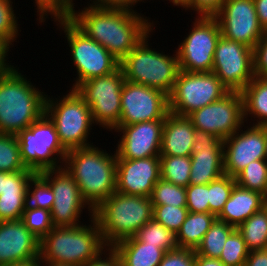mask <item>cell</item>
I'll list each match as a JSON object with an SVG mask.
<instances>
[{
    "instance_id": "cell-1",
    "label": "cell",
    "mask_w": 267,
    "mask_h": 266,
    "mask_svg": "<svg viewBox=\"0 0 267 266\" xmlns=\"http://www.w3.org/2000/svg\"><path fill=\"white\" fill-rule=\"evenodd\" d=\"M89 38L94 39L118 61L127 56L153 29L154 20L125 9L100 8L87 5L72 7L65 14Z\"/></svg>"
},
{
    "instance_id": "cell-2",
    "label": "cell",
    "mask_w": 267,
    "mask_h": 266,
    "mask_svg": "<svg viewBox=\"0 0 267 266\" xmlns=\"http://www.w3.org/2000/svg\"><path fill=\"white\" fill-rule=\"evenodd\" d=\"M19 70L10 65L0 73V133L17 135L45 114L47 92Z\"/></svg>"
},
{
    "instance_id": "cell-3",
    "label": "cell",
    "mask_w": 267,
    "mask_h": 266,
    "mask_svg": "<svg viewBox=\"0 0 267 266\" xmlns=\"http://www.w3.org/2000/svg\"><path fill=\"white\" fill-rule=\"evenodd\" d=\"M116 165V151L109 153L96 145L67 151L63 162L93 211L116 192Z\"/></svg>"
},
{
    "instance_id": "cell-4",
    "label": "cell",
    "mask_w": 267,
    "mask_h": 266,
    "mask_svg": "<svg viewBox=\"0 0 267 266\" xmlns=\"http://www.w3.org/2000/svg\"><path fill=\"white\" fill-rule=\"evenodd\" d=\"M88 221L74 227H54L40 240L39 260L85 266L97 258L108 246L97 221L94 218Z\"/></svg>"
},
{
    "instance_id": "cell-5",
    "label": "cell",
    "mask_w": 267,
    "mask_h": 266,
    "mask_svg": "<svg viewBox=\"0 0 267 266\" xmlns=\"http://www.w3.org/2000/svg\"><path fill=\"white\" fill-rule=\"evenodd\" d=\"M104 243L112 247L117 242L135 236L153 218L150 197L114 192L94 211Z\"/></svg>"
},
{
    "instance_id": "cell-6",
    "label": "cell",
    "mask_w": 267,
    "mask_h": 266,
    "mask_svg": "<svg viewBox=\"0 0 267 266\" xmlns=\"http://www.w3.org/2000/svg\"><path fill=\"white\" fill-rule=\"evenodd\" d=\"M153 29L119 64L125 80L163 91L169 95L180 71L176 50L172 56L152 48ZM152 34V35H151ZM150 45V46H149ZM157 50V51H156Z\"/></svg>"
},
{
    "instance_id": "cell-7",
    "label": "cell",
    "mask_w": 267,
    "mask_h": 266,
    "mask_svg": "<svg viewBox=\"0 0 267 266\" xmlns=\"http://www.w3.org/2000/svg\"><path fill=\"white\" fill-rule=\"evenodd\" d=\"M51 21L63 31L65 41L69 46V56L76 69V78H73V84L70 89H75L79 84L100 76L111 74L119 68L118 61L109 51L89 38L81 31L65 14L50 15Z\"/></svg>"
},
{
    "instance_id": "cell-8",
    "label": "cell",
    "mask_w": 267,
    "mask_h": 266,
    "mask_svg": "<svg viewBox=\"0 0 267 266\" xmlns=\"http://www.w3.org/2000/svg\"><path fill=\"white\" fill-rule=\"evenodd\" d=\"M60 96L47 94L45 103V114L54 123L60 144L66 151L94 145L89 135L96 125L89 105L75 89Z\"/></svg>"
},
{
    "instance_id": "cell-9",
    "label": "cell",
    "mask_w": 267,
    "mask_h": 266,
    "mask_svg": "<svg viewBox=\"0 0 267 266\" xmlns=\"http://www.w3.org/2000/svg\"><path fill=\"white\" fill-rule=\"evenodd\" d=\"M16 136L21 160L27 169L40 173L63 167L67 151L60 144L55 125L46 114Z\"/></svg>"
},
{
    "instance_id": "cell-10",
    "label": "cell",
    "mask_w": 267,
    "mask_h": 266,
    "mask_svg": "<svg viewBox=\"0 0 267 266\" xmlns=\"http://www.w3.org/2000/svg\"><path fill=\"white\" fill-rule=\"evenodd\" d=\"M229 90L213 72L179 71L171 93L168 95L169 112L188 116L225 96Z\"/></svg>"
},
{
    "instance_id": "cell-11",
    "label": "cell",
    "mask_w": 267,
    "mask_h": 266,
    "mask_svg": "<svg viewBox=\"0 0 267 266\" xmlns=\"http://www.w3.org/2000/svg\"><path fill=\"white\" fill-rule=\"evenodd\" d=\"M125 76L120 67L111 74L79 84L75 90L89 105L93 122L113 131L121 117V91Z\"/></svg>"
},
{
    "instance_id": "cell-12",
    "label": "cell",
    "mask_w": 267,
    "mask_h": 266,
    "mask_svg": "<svg viewBox=\"0 0 267 266\" xmlns=\"http://www.w3.org/2000/svg\"><path fill=\"white\" fill-rule=\"evenodd\" d=\"M176 49L179 68L184 72H212L213 56L221 36L215 17H197Z\"/></svg>"
},
{
    "instance_id": "cell-13",
    "label": "cell",
    "mask_w": 267,
    "mask_h": 266,
    "mask_svg": "<svg viewBox=\"0 0 267 266\" xmlns=\"http://www.w3.org/2000/svg\"><path fill=\"white\" fill-rule=\"evenodd\" d=\"M51 186L54 203L51 217L54 227H74L82 224L81 214L93 218V210L83 200L79 187L64 167L44 170L39 173ZM85 208L88 209L85 211ZM89 211V212H87Z\"/></svg>"
},
{
    "instance_id": "cell-14",
    "label": "cell",
    "mask_w": 267,
    "mask_h": 266,
    "mask_svg": "<svg viewBox=\"0 0 267 266\" xmlns=\"http://www.w3.org/2000/svg\"><path fill=\"white\" fill-rule=\"evenodd\" d=\"M212 72L229 91L241 92L255 77L253 49L220 36Z\"/></svg>"
},
{
    "instance_id": "cell-15",
    "label": "cell",
    "mask_w": 267,
    "mask_h": 266,
    "mask_svg": "<svg viewBox=\"0 0 267 266\" xmlns=\"http://www.w3.org/2000/svg\"><path fill=\"white\" fill-rule=\"evenodd\" d=\"M187 117L196 130L224 140L245 124L243 96L241 92L229 91L221 99L194 110Z\"/></svg>"
},
{
    "instance_id": "cell-16",
    "label": "cell",
    "mask_w": 267,
    "mask_h": 266,
    "mask_svg": "<svg viewBox=\"0 0 267 266\" xmlns=\"http://www.w3.org/2000/svg\"><path fill=\"white\" fill-rule=\"evenodd\" d=\"M169 113L168 95L163 91L125 80L121 91L118 125L165 120Z\"/></svg>"
},
{
    "instance_id": "cell-17",
    "label": "cell",
    "mask_w": 267,
    "mask_h": 266,
    "mask_svg": "<svg viewBox=\"0 0 267 266\" xmlns=\"http://www.w3.org/2000/svg\"><path fill=\"white\" fill-rule=\"evenodd\" d=\"M215 18L223 37L252 49L265 33L257 18L254 0H225Z\"/></svg>"
},
{
    "instance_id": "cell-18",
    "label": "cell",
    "mask_w": 267,
    "mask_h": 266,
    "mask_svg": "<svg viewBox=\"0 0 267 266\" xmlns=\"http://www.w3.org/2000/svg\"><path fill=\"white\" fill-rule=\"evenodd\" d=\"M245 125L223 140L224 173L234 178L266 155V126Z\"/></svg>"
},
{
    "instance_id": "cell-19",
    "label": "cell",
    "mask_w": 267,
    "mask_h": 266,
    "mask_svg": "<svg viewBox=\"0 0 267 266\" xmlns=\"http://www.w3.org/2000/svg\"><path fill=\"white\" fill-rule=\"evenodd\" d=\"M164 120L144 121L130 125H117V159H140L160 156Z\"/></svg>"
},
{
    "instance_id": "cell-20",
    "label": "cell",
    "mask_w": 267,
    "mask_h": 266,
    "mask_svg": "<svg viewBox=\"0 0 267 266\" xmlns=\"http://www.w3.org/2000/svg\"><path fill=\"white\" fill-rule=\"evenodd\" d=\"M161 178L160 157L117 159L116 192L150 197Z\"/></svg>"
},
{
    "instance_id": "cell-21",
    "label": "cell",
    "mask_w": 267,
    "mask_h": 266,
    "mask_svg": "<svg viewBox=\"0 0 267 266\" xmlns=\"http://www.w3.org/2000/svg\"><path fill=\"white\" fill-rule=\"evenodd\" d=\"M191 185L209 184L224 175L223 140L195 129L191 153Z\"/></svg>"
},
{
    "instance_id": "cell-22",
    "label": "cell",
    "mask_w": 267,
    "mask_h": 266,
    "mask_svg": "<svg viewBox=\"0 0 267 266\" xmlns=\"http://www.w3.org/2000/svg\"><path fill=\"white\" fill-rule=\"evenodd\" d=\"M39 245L21 219L0 221V266L39 259Z\"/></svg>"
},
{
    "instance_id": "cell-23",
    "label": "cell",
    "mask_w": 267,
    "mask_h": 266,
    "mask_svg": "<svg viewBox=\"0 0 267 266\" xmlns=\"http://www.w3.org/2000/svg\"><path fill=\"white\" fill-rule=\"evenodd\" d=\"M195 128L187 116L168 113L164 120L160 155L191 156Z\"/></svg>"
},
{
    "instance_id": "cell-24",
    "label": "cell",
    "mask_w": 267,
    "mask_h": 266,
    "mask_svg": "<svg viewBox=\"0 0 267 266\" xmlns=\"http://www.w3.org/2000/svg\"><path fill=\"white\" fill-rule=\"evenodd\" d=\"M264 197L236 183L217 219L237 228L264 206Z\"/></svg>"
},
{
    "instance_id": "cell-25",
    "label": "cell",
    "mask_w": 267,
    "mask_h": 266,
    "mask_svg": "<svg viewBox=\"0 0 267 266\" xmlns=\"http://www.w3.org/2000/svg\"><path fill=\"white\" fill-rule=\"evenodd\" d=\"M112 248L119 255L120 266H158L165 254L163 249L144 244L135 236L117 242Z\"/></svg>"
},
{
    "instance_id": "cell-26",
    "label": "cell",
    "mask_w": 267,
    "mask_h": 266,
    "mask_svg": "<svg viewBox=\"0 0 267 266\" xmlns=\"http://www.w3.org/2000/svg\"><path fill=\"white\" fill-rule=\"evenodd\" d=\"M241 94L244 122L248 124L251 120L249 125L267 126V77L255 76Z\"/></svg>"
},
{
    "instance_id": "cell-27",
    "label": "cell",
    "mask_w": 267,
    "mask_h": 266,
    "mask_svg": "<svg viewBox=\"0 0 267 266\" xmlns=\"http://www.w3.org/2000/svg\"><path fill=\"white\" fill-rule=\"evenodd\" d=\"M216 219L217 217L211 213L189 212L176 234L177 246L196 250Z\"/></svg>"
},
{
    "instance_id": "cell-28",
    "label": "cell",
    "mask_w": 267,
    "mask_h": 266,
    "mask_svg": "<svg viewBox=\"0 0 267 266\" xmlns=\"http://www.w3.org/2000/svg\"><path fill=\"white\" fill-rule=\"evenodd\" d=\"M236 229L243 236L249 252L267 249V210L264 206Z\"/></svg>"
},
{
    "instance_id": "cell-29",
    "label": "cell",
    "mask_w": 267,
    "mask_h": 266,
    "mask_svg": "<svg viewBox=\"0 0 267 266\" xmlns=\"http://www.w3.org/2000/svg\"><path fill=\"white\" fill-rule=\"evenodd\" d=\"M235 229L234 226L216 219L196 248L195 255L219 259L228 236Z\"/></svg>"
},
{
    "instance_id": "cell-30",
    "label": "cell",
    "mask_w": 267,
    "mask_h": 266,
    "mask_svg": "<svg viewBox=\"0 0 267 266\" xmlns=\"http://www.w3.org/2000/svg\"><path fill=\"white\" fill-rule=\"evenodd\" d=\"M161 178L177 186L190 183L191 157L160 155Z\"/></svg>"
},
{
    "instance_id": "cell-31",
    "label": "cell",
    "mask_w": 267,
    "mask_h": 266,
    "mask_svg": "<svg viewBox=\"0 0 267 266\" xmlns=\"http://www.w3.org/2000/svg\"><path fill=\"white\" fill-rule=\"evenodd\" d=\"M135 237L144 244L158 246L165 252L176 249V235L154 218L142 226Z\"/></svg>"
},
{
    "instance_id": "cell-32",
    "label": "cell",
    "mask_w": 267,
    "mask_h": 266,
    "mask_svg": "<svg viewBox=\"0 0 267 266\" xmlns=\"http://www.w3.org/2000/svg\"><path fill=\"white\" fill-rule=\"evenodd\" d=\"M0 171H33L27 169L21 160L20 146L16 135L0 133Z\"/></svg>"
},
{
    "instance_id": "cell-33",
    "label": "cell",
    "mask_w": 267,
    "mask_h": 266,
    "mask_svg": "<svg viewBox=\"0 0 267 266\" xmlns=\"http://www.w3.org/2000/svg\"><path fill=\"white\" fill-rule=\"evenodd\" d=\"M235 179L241 187L267 196V161L265 159L252 161Z\"/></svg>"
},
{
    "instance_id": "cell-34",
    "label": "cell",
    "mask_w": 267,
    "mask_h": 266,
    "mask_svg": "<svg viewBox=\"0 0 267 266\" xmlns=\"http://www.w3.org/2000/svg\"><path fill=\"white\" fill-rule=\"evenodd\" d=\"M13 0H0V42L9 50L20 35L21 29L18 24L19 17L16 16ZM20 29V30H19ZM16 40V41H15ZM13 43V44H12Z\"/></svg>"
},
{
    "instance_id": "cell-35",
    "label": "cell",
    "mask_w": 267,
    "mask_h": 266,
    "mask_svg": "<svg viewBox=\"0 0 267 266\" xmlns=\"http://www.w3.org/2000/svg\"><path fill=\"white\" fill-rule=\"evenodd\" d=\"M150 198L153 205L186 207V188L160 178Z\"/></svg>"
},
{
    "instance_id": "cell-36",
    "label": "cell",
    "mask_w": 267,
    "mask_h": 266,
    "mask_svg": "<svg viewBox=\"0 0 267 266\" xmlns=\"http://www.w3.org/2000/svg\"><path fill=\"white\" fill-rule=\"evenodd\" d=\"M235 184L236 179L226 174L209 183L208 201L211 214L217 217L221 213V210L229 199Z\"/></svg>"
},
{
    "instance_id": "cell-37",
    "label": "cell",
    "mask_w": 267,
    "mask_h": 266,
    "mask_svg": "<svg viewBox=\"0 0 267 266\" xmlns=\"http://www.w3.org/2000/svg\"><path fill=\"white\" fill-rule=\"evenodd\" d=\"M248 254L243 236L235 229L228 236L219 260L225 266H244Z\"/></svg>"
},
{
    "instance_id": "cell-38",
    "label": "cell",
    "mask_w": 267,
    "mask_h": 266,
    "mask_svg": "<svg viewBox=\"0 0 267 266\" xmlns=\"http://www.w3.org/2000/svg\"><path fill=\"white\" fill-rule=\"evenodd\" d=\"M54 199L50 184L39 173H36L28 185V205L51 211Z\"/></svg>"
},
{
    "instance_id": "cell-39",
    "label": "cell",
    "mask_w": 267,
    "mask_h": 266,
    "mask_svg": "<svg viewBox=\"0 0 267 266\" xmlns=\"http://www.w3.org/2000/svg\"><path fill=\"white\" fill-rule=\"evenodd\" d=\"M21 220L39 240L54 228L50 210L32 207L28 204Z\"/></svg>"
},
{
    "instance_id": "cell-40",
    "label": "cell",
    "mask_w": 267,
    "mask_h": 266,
    "mask_svg": "<svg viewBox=\"0 0 267 266\" xmlns=\"http://www.w3.org/2000/svg\"><path fill=\"white\" fill-rule=\"evenodd\" d=\"M189 213L187 207H175L171 205H153V218L164 225L175 235L186 220Z\"/></svg>"
},
{
    "instance_id": "cell-41",
    "label": "cell",
    "mask_w": 267,
    "mask_h": 266,
    "mask_svg": "<svg viewBox=\"0 0 267 266\" xmlns=\"http://www.w3.org/2000/svg\"><path fill=\"white\" fill-rule=\"evenodd\" d=\"M35 174L34 171H0V195L28 194L29 182Z\"/></svg>"
},
{
    "instance_id": "cell-42",
    "label": "cell",
    "mask_w": 267,
    "mask_h": 266,
    "mask_svg": "<svg viewBox=\"0 0 267 266\" xmlns=\"http://www.w3.org/2000/svg\"><path fill=\"white\" fill-rule=\"evenodd\" d=\"M28 204L27 194L0 195V221L19 220Z\"/></svg>"
},
{
    "instance_id": "cell-43",
    "label": "cell",
    "mask_w": 267,
    "mask_h": 266,
    "mask_svg": "<svg viewBox=\"0 0 267 266\" xmlns=\"http://www.w3.org/2000/svg\"><path fill=\"white\" fill-rule=\"evenodd\" d=\"M209 184L186 187V207L189 212L210 213Z\"/></svg>"
},
{
    "instance_id": "cell-44",
    "label": "cell",
    "mask_w": 267,
    "mask_h": 266,
    "mask_svg": "<svg viewBox=\"0 0 267 266\" xmlns=\"http://www.w3.org/2000/svg\"><path fill=\"white\" fill-rule=\"evenodd\" d=\"M37 13L38 25L44 22L52 14H66L74 5V0H33ZM39 17V18H38ZM42 23V24H41Z\"/></svg>"
},
{
    "instance_id": "cell-45",
    "label": "cell",
    "mask_w": 267,
    "mask_h": 266,
    "mask_svg": "<svg viewBox=\"0 0 267 266\" xmlns=\"http://www.w3.org/2000/svg\"><path fill=\"white\" fill-rule=\"evenodd\" d=\"M195 250L177 247L165 252L158 266H195Z\"/></svg>"
},
{
    "instance_id": "cell-46",
    "label": "cell",
    "mask_w": 267,
    "mask_h": 266,
    "mask_svg": "<svg viewBox=\"0 0 267 266\" xmlns=\"http://www.w3.org/2000/svg\"><path fill=\"white\" fill-rule=\"evenodd\" d=\"M254 74L267 77V31L253 49Z\"/></svg>"
},
{
    "instance_id": "cell-47",
    "label": "cell",
    "mask_w": 267,
    "mask_h": 266,
    "mask_svg": "<svg viewBox=\"0 0 267 266\" xmlns=\"http://www.w3.org/2000/svg\"><path fill=\"white\" fill-rule=\"evenodd\" d=\"M225 0H193L191 10L197 17H215Z\"/></svg>"
},
{
    "instance_id": "cell-48",
    "label": "cell",
    "mask_w": 267,
    "mask_h": 266,
    "mask_svg": "<svg viewBox=\"0 0 267 266\" xmlns=\"http://www.w3.org/2000/svg\"><path fill=\"white\" fill-rule=\"evenodd\" d=\"M91 1V3H90ZM87 5L100 7V8H111V9H125L133 12H138L134 7L139 3H146L144 0H90ZM148 1V0H147Z\"/></svg>"
},
{
    "instance_id": "cell-49",
    "label": "cell",
    "mask_w": 267,
    "mask_h": 266,
    "mask_svg": "<svg viewBox=\"0 0 267 266\" xmlns=\"http://www.w3.org/2000/svg\"><path fill=\"white\" fill-rule=\"evenodd\" d=\"M85 266H120V258L112 247H108Z\"/></svg>"
},
{
    "instance_id": "cell-50",
    "label": "cell",
    "mask_w": 267,
    "mask_h": 266,
    "mask_svg": "<svg viewBox=\"0 0 267 266\" xmlns=\"http://www.w3.org/2000/svg\"><path fill=\"white\" fill-rule=\"evenodd\" d=\"M244 266H267V249L249 252Z\"/></svg>"
},
{
    "instance_id": "cell-51",
    "label": "cell",
    "mask_w": 267,
    "mask_h": 266,
    "mask_svg": "<svg viewBox=\"0 0 267 266\" xmlns=\"http://www.w3.org/2000/svg\"><path fill=\"white\" fill-rule=\"evenodd\" d=\"M257 18L263 30L267 31V0H254Z\"/></svg>"
},
{
    "instance_id": "cell-52",
    "label": "cell",
    "mask_w": 267,
    "mask_h": 266,
    "mask_svg": "<svg viewBox=\"0 0 267 266\" xmlns=\"http://www.w3.org/2000/svg\"><path fill=\"white\" fill-rule=\"evenodd\" d=\"M195 266H225L219 259L196 255Z\"/></svg>"
},
{
    "instance_id": "cell-53",
    "label": "cell",
    "mask_w": 267,
    "mask_h": 266,
    "mask_svg": "<svg viewBox=\"0 0 267 266\" xmlns=\"http://www.w3.org/2000/svg\"><path fill=\"white\" fill-rule=\"evenodd\" d=\"M9 50L0 42V73L6 70L12 63L9 61ZM9 62V63H8Z\"/></svg>"
},
{
    "instance_id": "cell-54",
    "label": "cell",
    "mask_w": 267,
    "mask_h": 266,
    "mask_svg": "<svg viewBox=\"0 0 267 266\" xmlns=\"http://www.w3.org/2000/svg\"><path fill=\"white\" fill-rule=\"evenodd\" d=\"M149 1V0H148ZM173 4V6H178L184 9L185 12L191 10V4L193 0H166Z\"/></svg>"
},
{
    "instance_id": "cell-55",
    "label": "cell",
    "mask_w": 267,
    "mask_h": 266,
    "mask_svg": "<svg viewBox=\"0 0 267 266\" xmlns=\"http://www.w3.org/2000/svg\"><path fill=\"white\" fill-rule=\"evenodd\" d=\"M7 266H39V259H34L28 262L16 263V264L7 265Z\"/></svg>"
},
{
    "instance_id": "cell-56",
    "label": "cell",
    "mask_w": 267,
    "mask_h": 266,
    "mask_svg": "<svg viewBox=\"0 0 267 266\" xmlns=\"http://www.w3.org/2000/svg\"><path fill=\"white\" fill-rule=\"evenodd\" d=\"M39 266H75V265L48 263V262H44V261L39 260Z\"/></svg>"
},
{
    "instance_id": "cell-57",
    "label": "cell",
    "mask_w": 267,
    "mask_h": 266,
    "mask_svg": "<svg viewBox=\"0 0 267 266\" xmlns=\"http://www.w3.org/2000/svg\"><path fill=\"white\" fill-rule=\"evenodd\" d=\"M265 160L267 161V126H266V155Z\"/></svg>"
},
{
    "instance_id": "cell-58",
    "label": "cell",
    "mask_w": 267,
    "mask_h": 266,
    "mask_svg": "<svg viewBox=\"0 0 267 266\" xmlns=\"http://www.w3.org/2000/svg\"><path fill=\"white\" fill-rule=\"evenodd\" d=\"M264 207L267 210V196L264 197Z\"/></svg>"
}]
</instances>
